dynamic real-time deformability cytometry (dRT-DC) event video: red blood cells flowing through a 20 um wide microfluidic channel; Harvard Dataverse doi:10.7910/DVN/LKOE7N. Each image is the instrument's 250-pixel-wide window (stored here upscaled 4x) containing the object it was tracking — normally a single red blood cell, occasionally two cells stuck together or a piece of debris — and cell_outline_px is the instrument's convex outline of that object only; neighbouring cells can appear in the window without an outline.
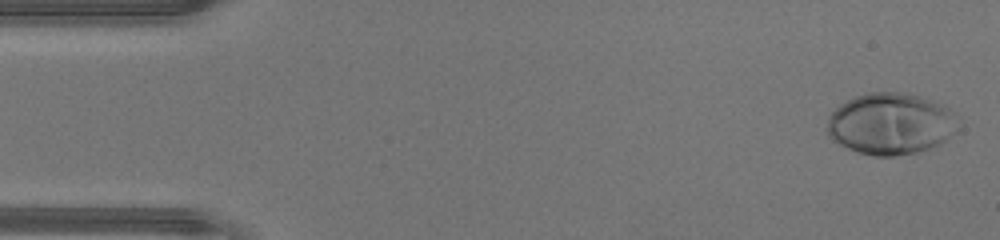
{"species": "human", "species_latin": "Homo sapiens", "temperature_condition": "warm", "stored_images_in_passage": 43, "camera_frame_rate_fps": 3000, "um_per_image_px": 0.085, "donor": {"sex": "male"}, "frame": {"image": 1, "passage_image": 1, "time_ms": 0.0, "image_size_px": [1000, 240], "cell_outline_px": [[960, 132], [920, 152], [896, 156], [872, 156], [848, 148], [832, 140], [828, 136], [828, 116], [840, 104], [856, 96], [868, 92], [900, 92], [920, 96], [944, 104], [956, 112], [960, 116]], "centroid_in_image_um": [75.79, 10.51], "position_along_channel_um": 9.2, "area_um2": 47.69}}
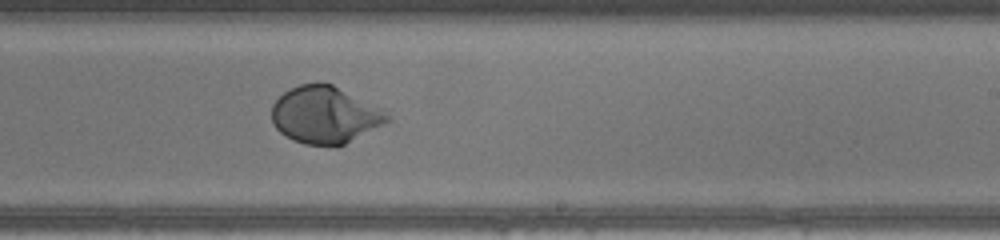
{"frame": {"image": 2, "passage_image": 27, "time_ms": 8.667, "image_size_px": [1000, 240], "cell_outline_px": [[392, 120], [336, 148], [304, 144], [292, 140], [284, 136], [272, 124], [272, 104], [284, 92], [300, 84], [332, 84], [388, 108]], "centroid_in_image_um": [27.7, 9.79], "position_along_channel_um": 261.3, "area_um2": 39.3}}
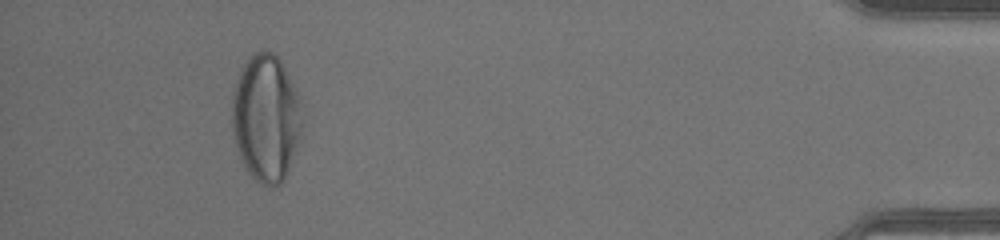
{"frame": {"image": 3, "passage_image": 42, "time_ms": 13.667, "image_size_px": [1000, 240], "cell_outline_px": [[304, 104], [300, 132], [296, 152], [284, 180], [276, 188], [272, 188], [260, 184], [248, 172], [236, 148], [232, 132], [232, 96], [236, 80], [248, 56], [252, 52], [260, 48], [264, 48], [272, 52], [280, 60], [300, 96]], "centroid_in_image_um": [22.62, 10.02], "position_along_channel_um": 412.6, "area_um2": 52.89}}